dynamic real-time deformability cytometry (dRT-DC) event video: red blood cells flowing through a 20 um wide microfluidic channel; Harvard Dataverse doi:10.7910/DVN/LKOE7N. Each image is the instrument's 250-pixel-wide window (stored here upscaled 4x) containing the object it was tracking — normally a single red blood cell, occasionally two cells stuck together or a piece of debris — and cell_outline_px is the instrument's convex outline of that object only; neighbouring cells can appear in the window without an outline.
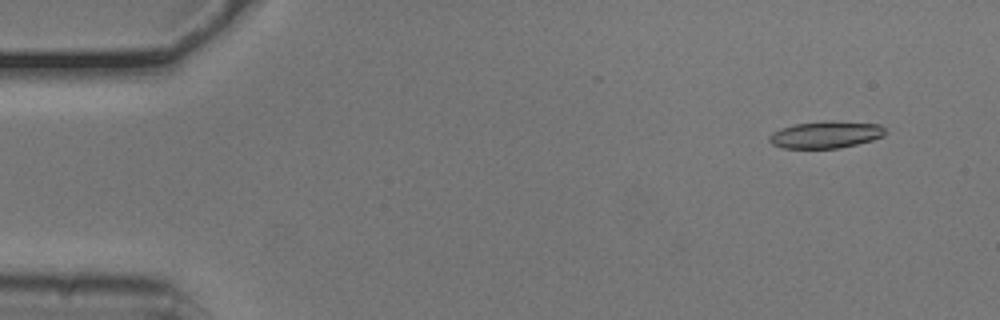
{"species": "common noctule bat (a hibernating species)", "species_latin": "Nyctalus noctula", "temperature_condition": "cold", "stored_images_in_passage": 53, "camera_frame_rate_fps": 3000, "um_per_image_px": 0.085, "animal": {"sex": "male", "body_mass_g": 20.5, "forearm_length_mm": 52.5}, "frame": {"image": 1, "passage_image": 4, "time_ms": 1.0, "image_size_px": [1000, 320], "cell_outline_px": [[888, 132], [884, 136], [872, 140], [840, 148], [784, 148], [772, 144], [768, 140], [768, 136], [772, 132], [780, 128], [796, 124], [828, 120], [832, 120], [880, 124]], "centroid_in_image_um": [70.2, 11.43], "position_along_channel_um": 14.8, "area_um2": 18.44}}
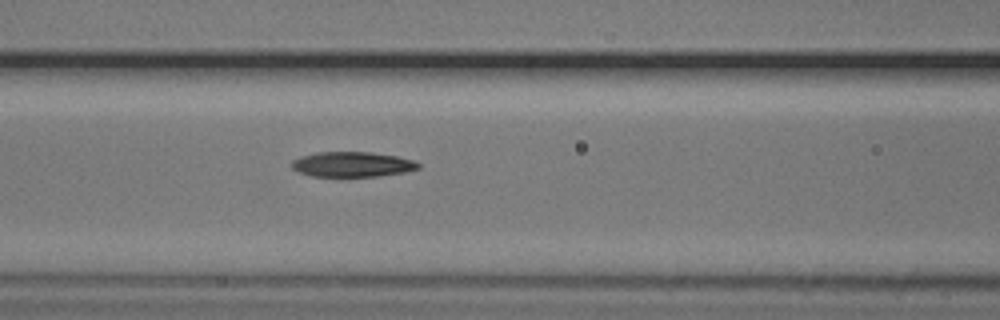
{"frame": {"image": 2, "passage_image": 22, "time_ms": 7.0, "image_size_px": [1000, 320], "cell_outline_px": [[420, 168], [404, 172], [376, 176], [312, 176], [300, 172], [292, 168], [292, 160], [300, 156], [316, 152], [368, 152], [396, 156], [412, 160], [420, 164]], "centroid_in_image_um": [29.92, 13.96], "position_along_channel_um": 136.7, "area_um2": 18.32}}
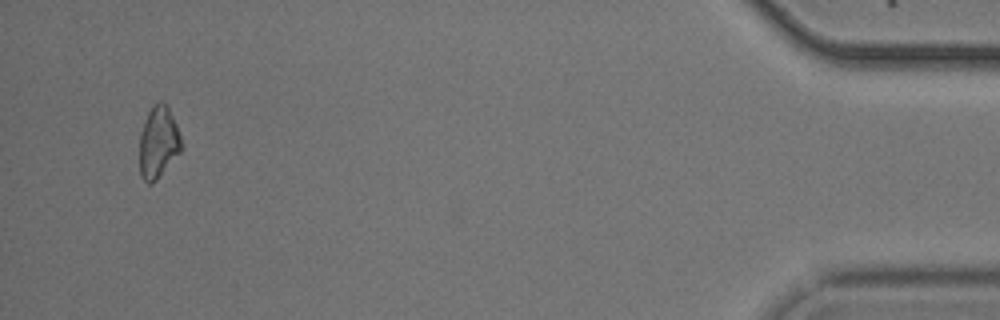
{"frame": {"image": 3, "passage_image": 51, "time_ms": 16.667, "image_size_px": [1000, 320], "cell_outline_px": [[184, 148], [156, 180], [152, 184], [148, 184], [140, 176], [140, 132], [148, 112], [152, 104], [160, 100], [164, 100], [168, 104], [184, 144]], "centroid_in_image_um": [13.48, 12.06], "position_along_channel_um": 421.7, "area_um2": 17.92}, "authors_computed_cell_mechanics": {"area_um2": 18.6694, "velocity_mm_per_s": 3.7727, "shape_relaxation_time_tau1_ms": 10.4909, "shape_relaxation_time_tau2_ms": null, "deformation_change_tau1": 0.2745, "deformation_change_tau2": null}}